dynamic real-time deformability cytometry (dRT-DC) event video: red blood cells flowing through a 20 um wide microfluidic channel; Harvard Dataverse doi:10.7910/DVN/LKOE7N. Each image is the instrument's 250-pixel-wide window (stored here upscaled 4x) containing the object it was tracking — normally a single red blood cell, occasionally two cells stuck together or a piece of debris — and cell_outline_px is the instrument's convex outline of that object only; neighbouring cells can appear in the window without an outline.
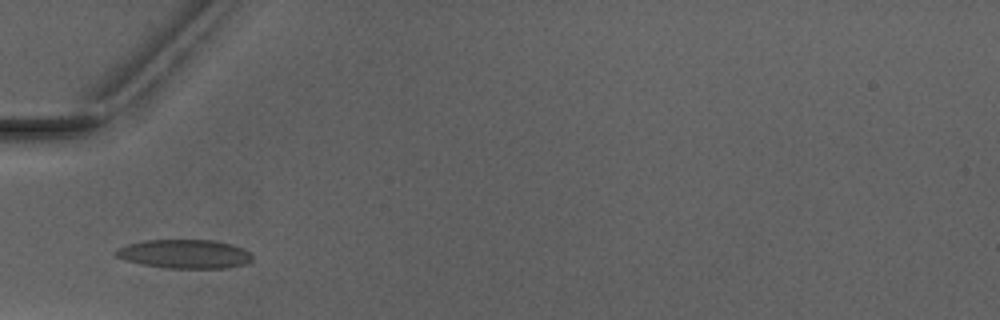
{"species": "Egyptian fruit bat (a non-hibernating species)", "species_latin": "Rousettus aegyptiacus", "temperature_condition": "warm", "stored_images_in_passage": 2, "camera_frame_rate_fps": 3000, "um_per_image_px": 0.085, "animal": {"sex": "male"}, "frame": {"image": 1, "passage_image": 1, "time_ms": 0.0, "image_size_px": [1000, 320], "cell_outline_px": [[252, 260], [244, 264], [228, 268], [164, 268], [140, 264], [116, 256], [112, 252], [116, 248], [128, 244], [144, 240], [212, 240], [232, 244], [244, 248], [252, 256]], "centroid_in_image_um": [15.67, 21.58], "position_along_channel_um": 69.3, "area_um2": 23.06}}